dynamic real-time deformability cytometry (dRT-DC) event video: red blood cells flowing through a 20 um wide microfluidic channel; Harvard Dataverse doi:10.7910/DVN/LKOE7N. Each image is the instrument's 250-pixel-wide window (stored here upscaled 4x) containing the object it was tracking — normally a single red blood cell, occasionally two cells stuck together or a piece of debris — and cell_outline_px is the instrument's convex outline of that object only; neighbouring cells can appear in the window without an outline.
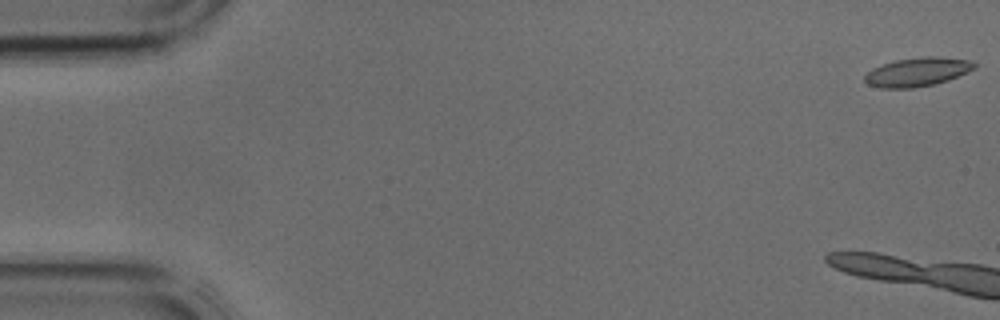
{"species": "common noctule bat (a hibernating species)", "species_latin": "Nyctalus noctula", "temperature_condition": "cold", "stored_images_in_passage": 9, "camera_frame_rate_fps": 3000, "um_per_image_px": 0.085, "animal": {"sex": "male", "body_mass_g": 17.9, "forearm_length_mm": 54.2}, "frame": {"image": 1, "passage_image": 1, "time_ms": 0.0, "image_size_px": [1000, 320], "cell_outline_px": [[976, 68], [948, 80], [932, 84], [912, 88], [880, 88], [868, 84], [864, 80], [864, 76], [872, 68], [896, 60], [920, 56], [936, 56], [972, 60], [976, 64]], "centroid_in_image_um": [77.99, 6.1], "position_along_channel_um": 7.0, "area_um2": 18.38}}